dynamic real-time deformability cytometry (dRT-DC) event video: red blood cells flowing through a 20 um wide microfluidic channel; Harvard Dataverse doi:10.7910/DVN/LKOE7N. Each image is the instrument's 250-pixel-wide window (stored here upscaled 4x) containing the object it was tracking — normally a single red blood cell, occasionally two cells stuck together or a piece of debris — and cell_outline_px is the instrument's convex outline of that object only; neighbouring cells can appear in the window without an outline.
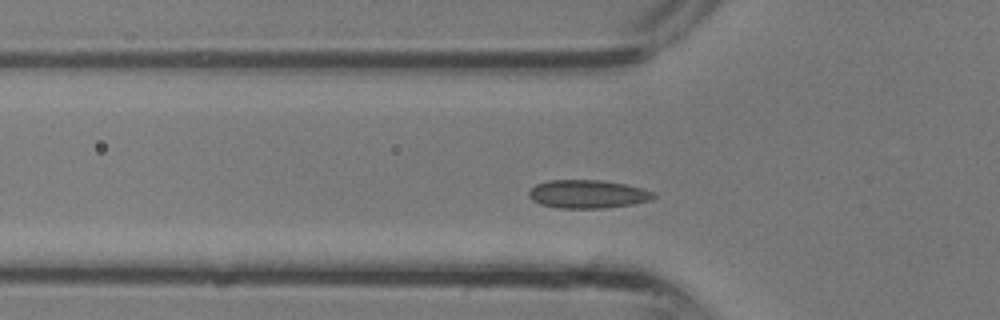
{"species": "common noctule bat (a hibernating species)", "species_latin": "Nyctalus noctula", "temperature_condition": "room temperature", "stored_images_in_passage": 26, "camera_frame_rate_fps": 3000, "um_per_image_px": 0.085, "animal": {"sex": "male", "body_mass_g": 13.3}, "frame": {"image": 1, "passage_image": 2, "time_ms": 0.333, "image_size_px": [1000, 320], "cell_outline_px": [[656, 196], [652, 200], [632, 204], [604, 208], [556, 208], [540, 204], [532, 200], [528, 196], [528, 192], [536, 184], [548, 180], [600, 180], [624, 184], [656, 192]], "centroid_in_image_um": [49.94, 16.5], "position_along_channel_um": 75.9, "area_um2": 20.63}}
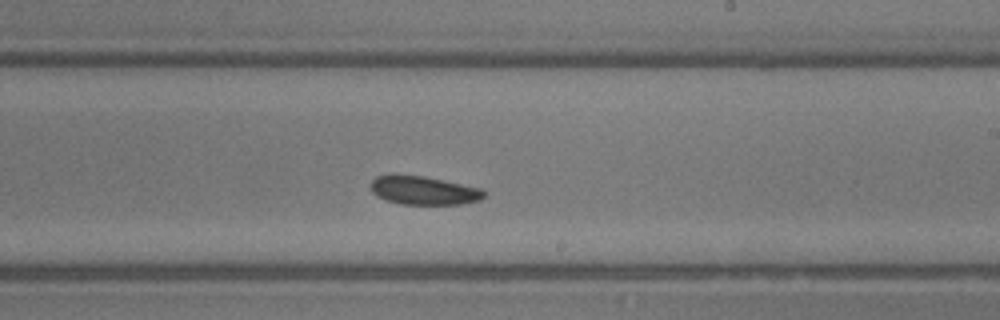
{"frame": {"image": 2, "passage_image": 11, "time_ms": 3.333, "image_size_px": [1000, 320], "cell_outline_px": [[484, 196], [480, 200], [460, 204], [400, 204], [384, 200], [376, 196], [372, 192], [368, 184], [376, 176], [388, 172], [392, 172], [424, 176], [480, 188], [484, 192]], "centroid_in_image_um": [35.88, 16.15], "position_along_channel_um": 253.1, "area_um2": 19.36}}
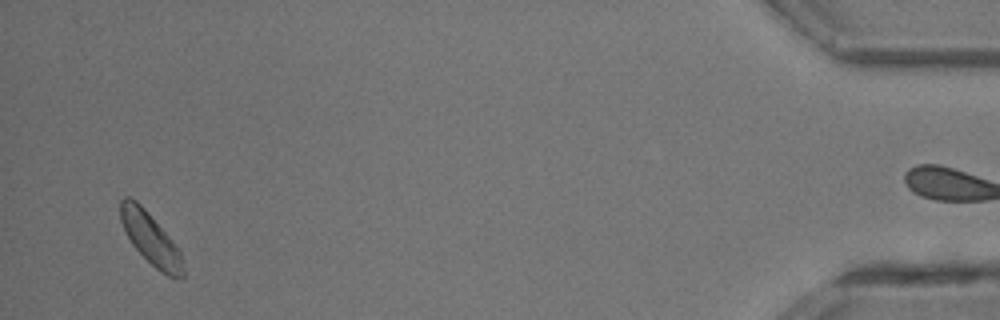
{"frame": {"image": 3, "passage_image": 24, "time_ms": 7.667, "image_size_px": [1000, 320], "cell_outline_px": [[184, 276], [176, 280], [160, 272], [132, 244], [120, 220], [120, 200], [124, 196], [128, 196], [136, 200], [144, 208], [168, 236], [180, 252], [184, 268]], "centroid_in_image_um": [12.8, 20.3], "position_along_channel_um": 422.4, "area_um2": 18.5}}